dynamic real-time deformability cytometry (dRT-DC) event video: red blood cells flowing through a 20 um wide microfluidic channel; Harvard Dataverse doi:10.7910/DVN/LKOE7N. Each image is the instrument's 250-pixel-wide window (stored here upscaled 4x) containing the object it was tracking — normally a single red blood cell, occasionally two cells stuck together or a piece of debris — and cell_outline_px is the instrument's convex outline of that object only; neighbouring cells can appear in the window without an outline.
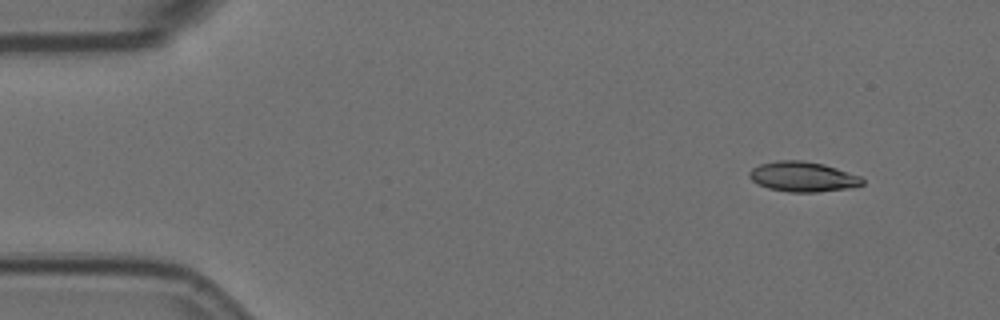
{"species": "Egyptian fruit bat (a non-hibernating species)", "species_latin": "Rousettus aegyptiacus", "temperature_condition": "room temperature", "stored_images_in_passage": 16, "camera_frame_rate_fps": 3000, "um_per_image_px": 0.085, "animal": {"sex": "female"}, "frame": {"image": 1, "passage_image": 2, "time_ms": 0.333, "image_size_px": [1000, 320], "cell_outline_px": [[864, 184], [848, 188], [816, 192], [788, 192], [768, 188], [756, 184], [748, 176], [748, 172], [752, 168], [760, 164], [776, 160], [800, 160], [824, 164], [860, 176], [864, 180]], "centroid_in_image_um": [68.2, 15.02], "position_along_channel_um": 16.8, "area_um2": 19.83}}
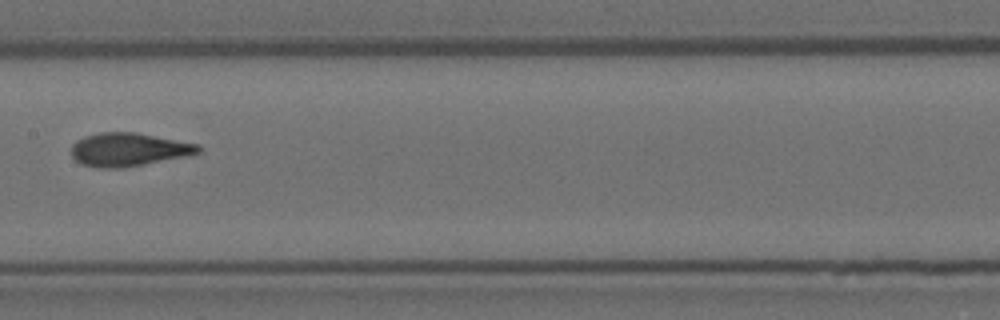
{"frame": {"image": 2, "passage_image": 9, "time_ms": 2.667, "image_size_px": [1000, 320], "cell_outline_px": [[200, 152], [192, 156], [120, 168], [100, 168], [80, 164], [72, 156], [72, 144], [76, 140], [84, 136], [100, 132], [136, 132], [200, 144]], "centroid_in_image_um": [10.96, 12.71], "position_along_channel_um": 196.4, "area_um2": 24.97}}
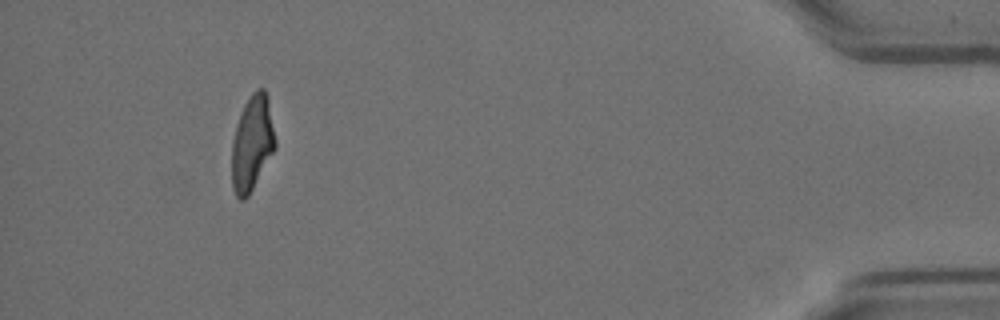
{"frame": {"image": 3, "passage_image": 16, "time_ms": 5.0, "image_size_px": [1000, 320], "cell_outline_px": [[276, 148], [248, 196], [244, 200], [240, 200], [236, 196], [232, 188], [232, 140], [236, 124], [244, 104], [252, 92], [256, 88], [264, 88], [268, 96], [276, 140]], "centroid_in_image_um": [21.43, 12.15], "position_along_channel_um": 413.8, "area_um2": 24.33}}